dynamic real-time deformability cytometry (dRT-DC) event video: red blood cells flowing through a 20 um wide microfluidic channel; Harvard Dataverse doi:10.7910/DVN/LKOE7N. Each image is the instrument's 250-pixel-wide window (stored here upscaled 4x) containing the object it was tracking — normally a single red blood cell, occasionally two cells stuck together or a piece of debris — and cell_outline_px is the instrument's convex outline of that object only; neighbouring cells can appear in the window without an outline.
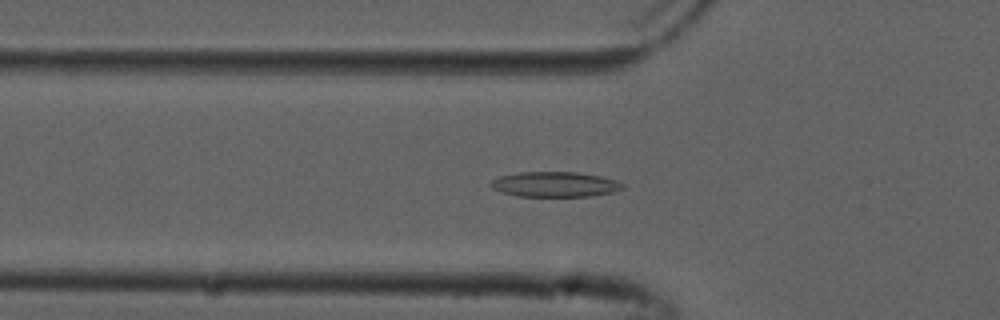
{"species": "common noctule bat (a hibernating species)", "species_latin": "Nyctalus noctula", "temperature_condition": "cold", "stored_images_in_passage": 49, "camera_frame_rate_fps": 3000, "um_per_image_px": 0.085, "animal": {"sex": "male", "forearm_length_mm": 52.5}, "frame": {"image": 1, "passage_image": 18, "time_ms": 5.667, "image_size_px": [1000, 320], "cell_outline_px": [[624, 188], [612, 192], [588, 196], [516, 196], [492, 188], [488, 184], [492, 180], [500, 176], [520, 172], [576, 172], [600, 176], [616, 180], [624, 184]], "centroid_in_image_um": [47.16, 15.66], "position_along_channel_um": 78.6, "area_um2": 19.19}}
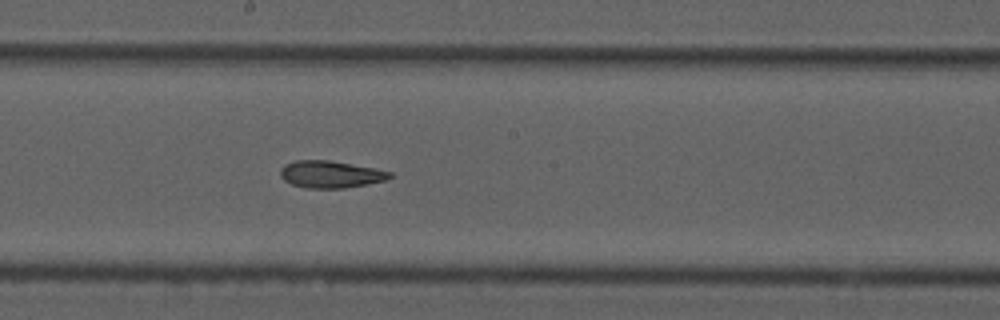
{"frame": {"image": 2, "passage_image": 29, "time_ms": 9.333, "image_size_px": [1000, 320], "cell_outline_px": [[392, 176], [388, 180], [368, 184], [344, 188], [308, 188], [292, 184], [284, 180], [280, 176], [280, 168], [284, 164], [296, 160], [328, 160], [372, 168], [392, 172]], "centroid_in_image_um": [28.08, 14.82], "position_along_channel_um": 220.1, "area_um2": 17.22}}
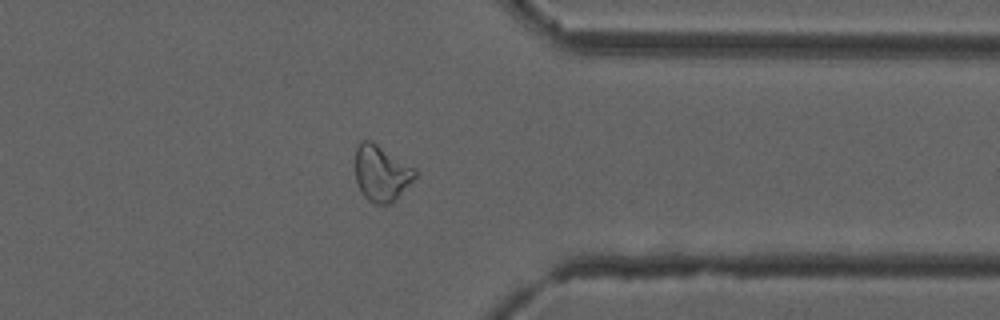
{"frame": {"image": 3, "passage_image": 42, "time_ms": 13.667, "image_size_px": [1000, 320], "cell_outline_px": [[416, 176], [392, 204], [372, 204], [364, 196], [356, 180], [356, 148], [360, 140], [372, 140], [416, 168]], "centroid_in_image_um": [32.42, 14.71], "position_along_channel_um": 379.0, "area_um2": 19.59}}